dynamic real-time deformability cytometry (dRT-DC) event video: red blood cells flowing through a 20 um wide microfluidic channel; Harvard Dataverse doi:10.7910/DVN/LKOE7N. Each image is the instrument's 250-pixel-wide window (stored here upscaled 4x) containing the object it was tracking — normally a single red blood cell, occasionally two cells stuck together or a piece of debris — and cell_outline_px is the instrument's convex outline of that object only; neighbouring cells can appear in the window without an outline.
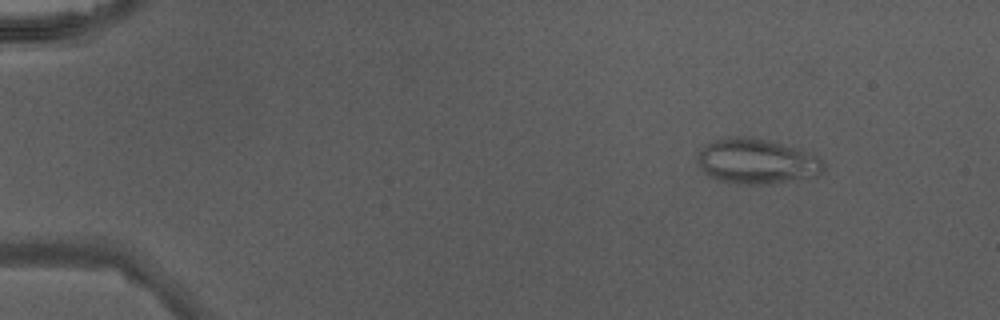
{"species": "Egyptian fruit bat (a non-hibernating species)", "species_latin": "Rousettus aegyptiacus", "temperature_condition": "warm", "stored_images_in_passage": 48, "camera_frame_rate_fps": 3000, "um_per_image_px": 0.085, "animal": {"sex": "male"}, "frame": {"image": 1, "passage_image": 7, "time_ms": 2.0, "image_size_px": [1000, 320], "cell_outline_px": [[824, 172], [788, 180], [768, 184], [748, 184], [720, 180], [708, 176], [704, 172], [696, 160], [696, 156], [708, 144], [716, 140], [728, 136], [736, 136], [764, 140], [796, 148], [808, 152], [816, 156], [824, 164]], "centroid_in_image_um": [64.27, 13.71], "position_along_channel_um": 20.7, "area_um2": 32.14}}
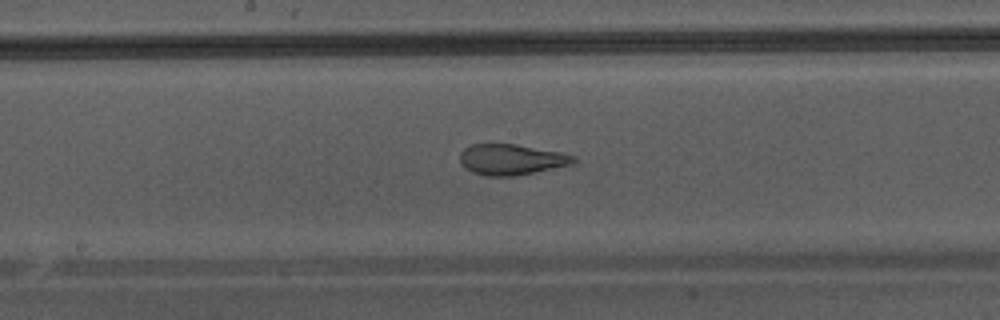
{"frame": {"image": 2, "passage_image": 27, "time_ms": 8.667, "image_size_px": [1000, 320], "cell_outline_px": [[576, 160], [568, 164], [516, 176], [488, 176], [472, 172], [464, 168], [460, 160], [460, 152], [464, 148], [472, 144], [516, 144], [560, 152], [576, 156]], "centroid_in_image_um": [43.4, 13.55], "position_along_channel_um": 204.8, "area_um2": 20.11}}
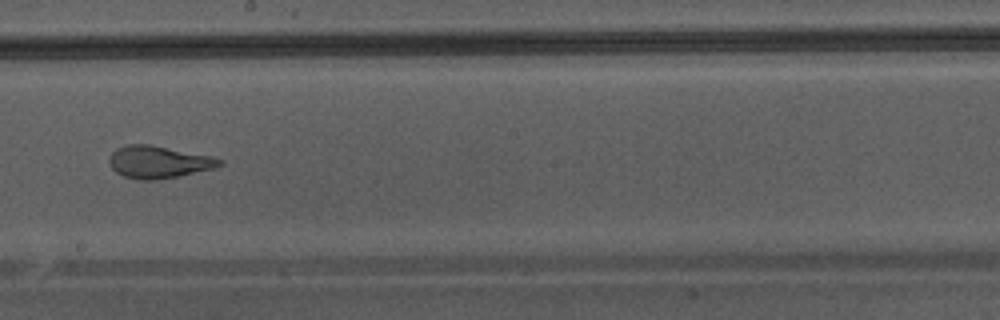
{"frame": {"image": 3, "passage_image": 29, "time_ms": 9.333, "image_size_px": [1000, 320], "cell_outline_px": [[224, 164], [212, 168], [180, 176], [156, 180], [136, 180], [124, 176], [116, 172], [112, 168], [108, 160], [112, 152], [116, 148], [128, 144], [148, 144], [208, 156], [224, 160]], "centroid_in_image_um": [13.43, 13.78], "position_along_channel_um": 234.8, "area_um2": 20.58}}